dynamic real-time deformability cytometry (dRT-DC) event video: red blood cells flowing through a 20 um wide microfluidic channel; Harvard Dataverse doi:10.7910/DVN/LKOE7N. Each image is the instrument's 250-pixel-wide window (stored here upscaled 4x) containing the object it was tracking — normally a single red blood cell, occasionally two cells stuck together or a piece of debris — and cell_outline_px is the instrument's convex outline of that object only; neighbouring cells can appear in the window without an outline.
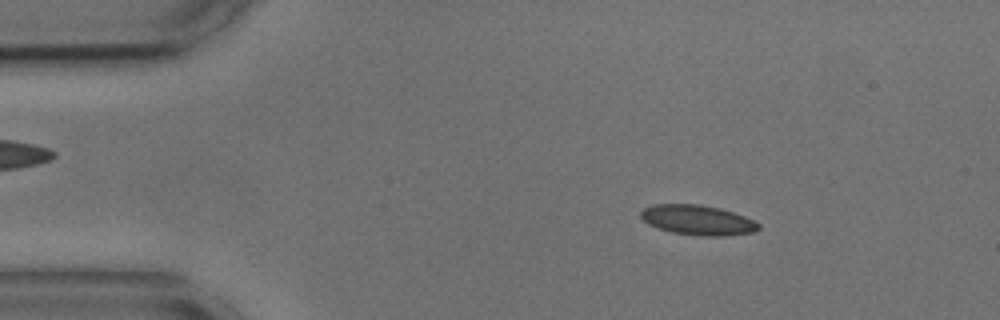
{"species": "common noctule bat (a hibernating species)", "species_latin": "Nyctalus noctula", "temperature_condition": "cold", "stored_images_in_passage": 48, "camera_frame_rate_fps": 3000, "um_per_image_px": 0.085, "animal": {"sex": "male", "body_mass_g": 17.9, "forearm_length_mm": 54.2}, "frame": {"image": 1, "passage_image": 2, "time_ms": 0.333, "image_size_px": [1000, 320], "cell_outline_px": [[760, 228], [752, 232], [724, 236], [704, 236], [672, 232], [648, 224], [640, 216], [640, 212], [644, 208], [652, 204], [700, 204], [720, 208], [744, 216], [760, 224]], "centroid_in_image_um": [59.29, 18.69], "position_along_channel_um": 25.7, "area_um2": 20.4}}
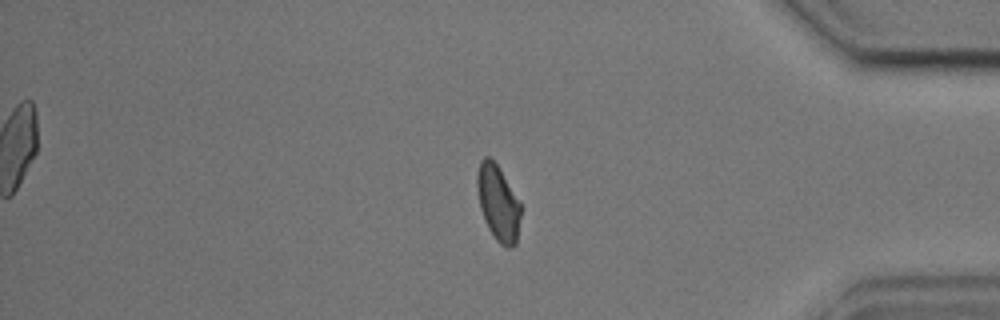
{"frame": {"image": 2, "passage_image": 39, "time_ms": 12.667, "image_size_px": [1000, 320], "cell_outline_px": [[520, 216], [516, 244], [512, 248], [508, 248], [500, 244], [496, 240], [488, 228], [480, 208], [476, 188], [476, 172], [480, 160], [484, 156], [488, 156], [496, 164], [520, 204]], "centroid_in_image_um": [42.3, 17.26], "position_along_channel_um": 392.9, "area_um2": 18.96}}
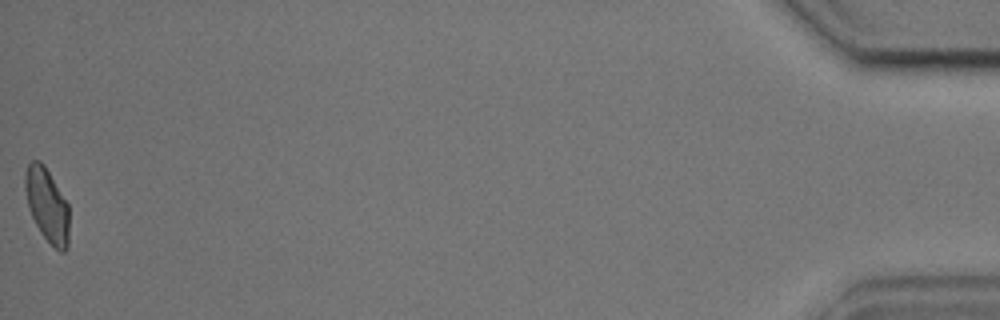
{"frame": {"image": 3, "passage_image": 48, "time_ms": 15.667, "image_size_px": [1000, 320], "cell_outline_px": [[68, 248], [64, 252], [60, 252], [40, 232], [28, 208], [24, 188], [24, 176], [28, 164], [32, 160], [40, 160], [44, 164], [68, 204]], "centroid_in_image_um": [3.98, 17.41], "position_along_channel_um": 431.2, "area_um2": 18.84}, "authors_computed_cell_mechanics": {"area_um2": 19.8254, "velocity_mm_per_s": 3.6565, "shape_relaxation_time_tau1_ms": null, "shape_relaxation_time_tau2_ms": 2.3924, "deformation_change_tau1": null, "deformation_change_tau2": 0.0647}}